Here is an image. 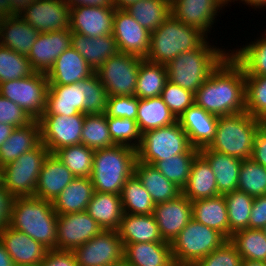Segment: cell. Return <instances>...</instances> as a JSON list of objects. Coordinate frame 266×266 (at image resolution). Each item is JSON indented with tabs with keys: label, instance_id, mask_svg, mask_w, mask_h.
Instances as JSON below:
<instances>
[{
	"label": "cell",
	"instance_id": "cell-37",
	"mask_svg": "<svg viewBox=\"0 0 266 266\" xmlns=\"http://www.w3.org/2000/svg\"><path fill=\"white\" fill-rule=\"evenodd\" d=\"M136 121L141 133L177 122V118L164 103L161 96L140 99Z\"/></svg>",
	"mask_w": 266,
	"mask_h": 266
},
{
	"label": "cell",
	"instance_id": "cell-26",
	"mask_svg": "<svg viewBox=\"0 0 266 266\" xmlns=\"http://www.w3.org/2000/svg\"><path fill=\"white\" fill-rule=\"evenodd\" d=\"M39 31L18 15H2L0 20V45L28 55L39 36Z\"/></svg>",
	"mask_w": 266,
	"mask_h": 266
},
{
	"label": "cell",
	"instance_id": "cell-34",
	"mask_svg": "<svg viewBox=\"0 0 266 266\" xmlns=\"http://www.w3.org/2000/svg\"><path fill=\"white\" fill-rule=\"evenodd\" d=\"M134 173L155 204L174 200L182 194V190L169 181L153 165L136 160Z\"/></svg>",
	"mask_w": 266,
	"mask_h": 266
},
{
	"label": "cell",
	"instance_id": "cell-49",
	"mask_svg": "<svg viewBox=\"0 0 266 266\" xmlns=\"http://www.w3.org/2000/svg\"><path fill=\"white\" fill-rule=\"evenodd\" d=\"M106 120L110 137L115 145H124L134 149L140 146L142 133L136 120L118 117H106Z\"/></svg>",
	"mask_w": 266,
	"mask_h": 266
},
{
	"label": "cell",
	"instance_id": "cell-29",
	"mask_svg": "<svg viewBox=\"0 0 266 266\" xmlns=\"http://www.w3.org/2000/svg\"><path fill=\"white\" fill-rule=\"evenodd\" d=\"M116 231L121 238L123 247L132 243L165 242L160 235L153 214L133 215L123 213L119 228Z\"/></svg>",
	"mask_w": 266,
	"mask_h": 266
},
{
	"label": "cell",
	"instance_id": "cell-4",
	"mask_svg": "<svg viewBox=\"0 0 266 266\" xmlns=\"http://www.w3.org/2000/svg\"><path fill=\"white\" fill-rule=\"evenodd\" d=\"M207 42L206 39L197 49L183 52L166 64L168 81L195 93L230 53Z\"/></svg>",
	"mask_w": 266,
	"mask_h": 266
},
{
	"label": "cell",
	"instance_id": "cell-23",
	"mask_svg": "<svg viewBox=\"0 0 266 266\" xmlns=\"http://www.w3.org/2000/svg\"><path fill=\"white\" fill-rule=\"evenodd\" d=\"M177 121L187 133L191 146L200 150L207 147L213 140L218 117L194 104Z\"/></svg>",
	"mask_w": 266,
	"mask_h": 266
},
{
	"label": "cell",
	"instance_id": "cell-6",
	"mask_svg": "<svg viewBox=\"0 0 266 266\" xmlns=\"http://www.w3.org/2000/svg\"><path fill=\"white\" fill-rule=\"evenodd\" d=\"M206 38L201 31L185 25L171 14L150 33V50L145 59L166 65L181 53L197 49Z\"/></svg>",
	"mask_w": 266,
	"mask_h": 266
},
{
	"label": "cell",
	"instance_id": "cell-33",
	"mask_svg": "<svg viewBox=\"0 0 266 266\" xmlns=\"http://www.w3.org/2000/svg\"><path fill=\"white\" fill-rule=\"evenodd\" d=\"M40 142L39 120H33L24 127L15 128L0 146V168L35 148Z\"/></svg>",
	"mask_w": 266,
	"mask_h": 266
},
{
	"label": "cell",
	"instance_id": "cell-5",
	"mask_svg": "<svg viewBox=\"0 0 266 266\" xmlns=\"http://www.w3.org/2000/svg\"><path fill=\"white\" fill-rule=\"evenodd\" d=\"M137 149L115 145L94 151L90 178L94 191L120 195L126 180L134 173Z\"/></svg>",
	"mask_w": 266,
	"mask_h": 266
},
{
	"label": "cell",
	"instance_id": "cell-8",
	"mask_svg": "<svg viewBox=\"0 0 266 266\" xmlns=\"http://www.w3.org/2000/svg\"><path fill=\"white\" fill-rule=\"evenodd\" d=\"M225 241L227 239L220 232L192 218L171 243L174 263L176 266H194Z\"/></svg>",
	"mask_w": 266,
	"mask_h": 266
},
{
	"label": "cell",
	"instance_id": "cell-44",
	"mask_svg": "<svg viewBox=\"0 0 266 266\" xmlns=\"http://www.w3.org/2000/svg\"><path fill=\"white\" fill-rule=\"evenodd\" d=\"M223 196L227 206L230 239L233 233L248 228L254 197L238 189Z\"/></svg>",
	"mask_w": 266,
	"mask_h": 266
},
{
	"label": "cell",
	"instance_id": "cell-32",
	"mask_svg": "<svg viewBox=\"0 0 266 266\" xmlns=\"http://www.w3.org/2000/svg\"><path fill=\"white\" fill-rule=\"evenodd\" d=\"M182 194L190 201L207 199L220 195L216 185V177L208 161L199 153L191 166L190 175Z\"/></svg>",
	"mask_w": 266,
	"mask_h": 266
},
{
	"label": "cell",
	"instance_id": "cell-60",
	"mask_svg": "<svg viewBox=\"0 0 266 266\" xmlns=\"http://www.w3.org/2000/svg\"><path fill=\"white\" fill-rule=\"evenodd\" d=\"M70 6H113L112 0H66Z\"/></svg>",
	"mask_w": 266,
	"mask_h": 266
},
{
	"label": "cell",
	"instance_id": "cell-1",
	"mask_svg": "<svg viewBox=\"0 0 266 266\" xmlns=\"http://www.w3.org/2000/svg\"><path fill=\"white\" fill-rule=\"evenodd\" d=\"M245 71L229 53L194 93L195 105L217 117L245 111Z\"/></svg>",
	"mask_w": 266,
	"mask_h": 266
},
{
	"label": "cell",
	"instance_id": "cell-3",
	"mask_svg": "<svg viewBox=\"0 0 266 266\" xmlns=\"http://www.w3.org/2000/svg\"><path fill=\"white\" fill-rule=\"evenodd\" d=\"M57 218L52 202L34 196L16 197L12 200L8 225L52 250L56 249Z\"/></svg>",
	"mask_w": 266,
	"mask_h": 266
},
{
	"label": "cell",
	"instance_id": "cell-46",
	"mask_svg": "<svg viewBox=\"0 0 266 266\" xmlns=\"http://www.w3.org/2000/svg\"><path fill=\"white\" fill-rule=\"evenodd\" d=\"M54 154L75 177H90L94 155V150L91 148L78 144L63 147Z\"/></svg>",
	"mask_w": 266,
	"mask_h": 266
},
{
	"label": "cell",
	"instance_id": "cell-48",
	"mask_svg": "<svg viewBox=\"0 0 266 266\" xmlns=\"http://www.w3.org/2000/svg\"><path fill=\"white\" fill-rule=\"evenodd\" d=\"M33 73L26 55L0 45V83L22 79Z\"/></svg>",
	"mask_w": 266,
	"mask_h": 266
},
{
	"label": "cell",
	"instance_id": "cell-35",
	"mask_svg": "<svg viewBox=\"0 0 266 266\" xmlns=\"http://www.w3.org/2000/svg\"><path fill=\"white\" fill-rule=\"evenodd\" d=\"M192 218L217 230L229 240V221L223 195L192 201Z\"/></svg>",
	"mask_w": 266,
	"mask_h": 266
},
{
	"label": "cell",
	"instance_id": "cell-30",
	"mask_svg": "<svg viewBox=\"0 0 266 266\" xmlns=\"http://www.w3.org/2000/svg\"><path fill=\"white\" fill-rule=\"evenodd\" d=\"M199 153L210 164L220 195L237 190L241 159L210 150L207 147L201 148Z\"/></svg>",
	"mask_w": 266,
	"mask_h": 266
},
{
	"label": "cell",
	"instance_id": "cell-18",
	"mask_svg": "<svg viewBox=\"0 0 266 266\" xmlns=\"http://www.w3.org/2000/svg\"><path fill=\"white\" fill-rule=\"evenodd\" d=\"M114 6H71L70 31L90 38L111 35Z\"/></svg>",
	"mask_w": 266,
	"mask_h": 266
},
{
	"label": "cell",
	"instance_id": "cell-38",
	"mask_svg": "<svg viewBox=\"0 0 266 266\" xmlns=\"http://www.w3.org/2000/svg\"><path fill=\"white\" fill-rule=\"evenodd\" d=\"M125 10L140 26L152 32L171 15V0H140Z\"/></svg>",
	"mask_w": 266,
	"mask_h": 266
},
{
	"label": "cell",
	"instance_id": "cell-19",
	"mask_svg": "<svg viewBox=\"0 0 266 266\" xmlns=\"http://www.w3.org/2000/svg\"><path fill=\"white\" fill-rule=\"evenodd\" d=\"M228 3V0H171V14L207 37L218 10Z\"/></svg>",
	"mask_w": 266,
	"mask_h": 266
},
{
	"label": "cell",
	"instance_id": "cell-17",
	"mask_svg": "<svg viewBox=\"0 0 266 266\" xmlns=\"http://www.w3.org/2000/svg\"><path fill=\"white\" fill-rule=\"evenodd\" d=\"M150 33L126 10H115L112 35L119 52L146 58L150 50Z\"/></svg>",
	"mask_w": 266,
	"mask_h": 266
},
{
	"label": "cell",
	"instance_id": "cell-68",
	"mask_svg": "<svg viewBox=\"0 0 266 266\" xmlns=\"http://www.w3.org/2000/svg\"><path fill=\"white\" fill-rule=\"evenodd\" d=\"M264 234L266 235V226L262 228Z\"/></svg>",
	"mask_w": 266,
	"mask_h": 266
},
{
	"label": "cell",
	"instance_id": "cell-59",
	"mask_svg": "<svg viewBox=\"0 0 266 266\" xmlns=\"http://www.w3.org/2000/svg\"><path fill=\"white\" fill-rule=\"evenodd\" d=\"M36 0H0L2 15H19Z\"/></svg>",
	"mask_w": 266,
	"mask_h": 266
},
{
	"label": "cell",
	"instance_id": "cell-25",
	"mask_svg": "<svg viewBox=\"0 0 266 266\" xmlns=\"http://www.w3.org/2000/svg\"><path fill=\"white\" fill-rule=\"evenodd\" d=\"M94 73L86 60L71 46L56 59L47 77L49 85H68L89 78Z\"/></svg>",
	"mask_w": 266,
	"mask_h": 266
},
{
	"label": "cell",
	"instance_id": "cell-56",
	"mask_svg": "<svg viewBox=\"0 0 266 266\" xmlns=\"http://www.w3.org/2000/svg\"><path fill=\"white\" fill-rule=\"evenodd\" d=\"M266 226V194L254 197L249 218V229H262Z\"/></svg>",
	"mask_w": 266,
	"mask_h": 266
},
{
	"label": "cell",
	"instance_id": "cell-62",
	"mask_svg": "<svg viewBox=\"0 0 266 266\" xmlns=\"http://www.w3.org/2000/svg\"><path fill=\"white\" fill-rule=\"evenodd\" d=\"M15 127L6 124L0 123V146L8 139Z\"/></svg>",
	"mask_w": 266,
	"mask_h": 266
},
{
	"label": "cell",
	"instance_id": "cell-66",
	"mask_svg": "<svg viewBox=\"0 0 266 266\" xmlns=\"http://www.w3.org/2000/svg\"><path fill=\"white\" fill-rule=\"evenodd\" d=\"M260 127L266 131V113L259 119Z\"/></svg>",
	"mask_w": 266,
	"mask_h": 266
},
{
	"label": "cell",
	"instance_id": "cell-65",
	"mask_svg": "<svg viewBox=\"0 0 266 266\" xmlns=\"http://www.w3.org/2000/svg\"><path fill=\"white\" fill-rule=\"evenodd\" d=\"M241 266H266V261L242 260Z\"/></svg>",
	"mask_w": 266,
	"mask_h": 266
},
{
	"label": "cell",
	"instance_id": "cell-15",
	"mask_svg": "<svg viewBox=\"0 0 266 266\" xmlns=\"http://www.w3.org/2000/svg\"><path fill=\"white\" fill-rule=\"evenodd\" d=\"M70 7L66 0H36L18 16L39 33L70 30Z\"/></svg>",
	"mask_w": 266,
	"mask_h": 266
},
{
	"label": "cell",
	"instance_id": "cell-69",
	"mask_svg": "<svg viewBox=\"0 0 266 266\" xmlns=\"http://www.w3.org/2000/svg\"><path fill=\"white\" fill-rule=\"evenodd\" d=\"M1 17H2V12H1V9H0V20H1Z\"/></svg>",
	"mask_w": 266,
	"mask_h": 266
},
{
	"label": "cell",
	"instance_id": "cell-10",
	"mask_svg": "<svg viewBox=\"0 0 266 266\" xmlns=\"http://www.w3.org/2000/svg\"><path fill=\"white\" fill-rule=\"evenodd\" d=\"M190 147L187 133L177 121L172 125L142 133V140L137 148V160L154 166L158 161L185 153Z\"/></svg>",
	"mask_w": 266,
	"mask_h": 266
},
{
	"label": "cell",
	"instance_id": "cell-43",
	"mask_svg": "<svg viewBox=\"0 0 266 266\" xmlns=\"http://www.w3.org/2000/svg\"><path fill=\"white\" fill-rule=\"evenodd\" d=\"M257 41H252L231 55L243 66L245 74L251 76H266V31Z\"/></svg>",
	"mask_w": 266,
	"mask_h": 266
},
{
	"label": "cell",
	"instance_id": "cell-12",
	"mask_svg": "<svg viewBox=\"0 0 266 266\" xmlns=\"http://www.w3.org/2000/svg\"><path fill=\"white\" fill-rule=\"evenodd\" d=\"M143 58L118 52L95 72L108 96H135L140 63Z\"/></svg>",
	"mask_w": 266,
	"mask_h": 266
},
{
	"label": "cell",
	"instance_id": "cell-52",
	"mask_svg": "<svg viewBox=\"0 0 266 266\" xmlns=\"http://www.w3.org/2000/svg\"><path fill=\"white\" fill-rule=\"evenodd\" d=\"M242 258L229 241L199 260L194 266H241Z\"/></svg>",
	"mask_w": 266,
	"mask_h": 266
},
{
	"label": "cell",
	"instance_id": "cell-39",
	"mask_svg": "<svg viewBox=\"0 0 266 266\" xmlns=\"http://www.w3.org/2000/svg\"><path fill=\"white\" fill-rule=\"evenodd\" d=\"M168 81L167 69L164 64H158L142 59L138 72L135 96L140 99L161 96Z\"/></svg>",
	"mask_w": 266,
	"mask_h": 266
},
{
	"label": "cell",
	"instance_id": "cell-41",
	"mask_svg": "<svg viewBox=\"0 0 266 266\" xmlns=\"http://www.w3.org/2000/svg\"><path fill=\"white\" fill-rule=\"evenodd\" d=\"M229 241L242 260L266 261V235L262 229H242L233 233Z\"/></svg>",
	"mask_w": 266,
	"mask_h": 266
},
{
	"label": "cell",
	"instance_id": "cell-64",
	"mask_svg": "<svg viewBox=\"0 0 266 266\" xmlns=\"http://www.w3.org/2000/svg\"><path fill=\"white\" fill-rule=\"evenodd\" d=\"M232 0H229L228 2H231ZM237 1V0H234ZM242 2H245L247 5L254 6L255 8H262L263 6L266 8V0H240Z\"/></svg>",
	"mask_w": 266,
	"mask_h": 266
},
{
	"label": "cell",
	"instance_id": "cell-57",
	"mask_svg": "<svg viewBox=\"0 0 266 266\" xmlns=\"http://www.w3.org/2000/svg\"><path fill=\"white\" fill-rule=\"evenodd\" d=\"M251 158L266 168V131L260 126L254 136Z\"/></svg>",
	"mask_w": 266,
	"mask_h": 266
},
{
	"label": "cell",
	"instance_id": "cell-28",
	"mask_svg": "<svg viewBox=\"0 0 266 266\" xmlns=\"http://www.w3.org/2000/svg\"><path fill=\"white\" fill-rule=\"evenodd\" d=\"M71 43L72 47L86 60L87 64L95 72L104 62L119 52L116 40L112 34L90 38L72 32Z\"/></svg>",
	"mask_w": 266,
	"mask_h": 266
},
{
	"label": "cell",
	"instance_id": "cell-53",
	"mask_svg": "<svg viewBox=\"0 0 266 266\" xmlns=\"http://www.w3.org/2000/svg\"><path fill=\"white\" fill-rule=\"evenodd\" d=\"M138 104L137 96H109L105 115L136 120Z\"/></svg>",
	"mask_w": 266,
	"mask_h": 266
},
{
	"label": "cell",
	"instance_id": "cell-63",
	"mask_svg": "<svg viewBox=\"0 0 266 266\" xmlns=\"http://www.w3.org/2000/svg\"><path fill=\"white\" fill-rule=\"evenodd\" d=\"M140 1V0H112V4L115 9L125 10L133 3Z\"/></svg>",
	"mask_w": 266,
	"mask_h": 266
},
{
	"label": "cell",
	"instance_id": "cell-21",
	"mask_svg": "<svg viewBox=\"0 0 266 266\" xmlns=\"http://www.w3.org/2000/svg\"><path fill=\"white\" fill-rule=\"evenodd\" d=\"M153 216L161 237L171 244L192 219V201L181 194L174 200L157 203Z\"/></svg>",
	"mask_w": 266,
	"mask_h": 266
},
{
	"label": "cell",
	"instance_id": "cell-55",
	"mask_svg": "<svg viewBox=\"0 0 266 266\" xmlns=\"http://www.w3.org/2000/svg\"><path fill=\"white\" fill-rule=\"evenodd\" d=\"M39 266H78V263L73 251L52 249Z\"/></svg>",
	"mask_w": 266,
	"mask_h": 266
},
{
	"label": "cell",
	"instance_id": "cell-42",
	"mask_svg": "<svg viewBox=\"0 0 266 266\" xmlns=\"http://www.w3.org/2000/svg\"><path fill=\"white\" fill-rule=\"evenodd\" d=\"M199 149L190 147L185 153L158 161L154 167L181 190L186 186L190 170Z\"/></svg>",
	"mask_w": 266,
	"mask_h": 266
},
{
	"label": "cell",
	"instance_id": "cell-9",
	"mask_svg": "<svg viewBox=\"0 0 266 266\" xmlns=\"http://www.w3.org/2000/svg\"><path fill=\"white\" fill-rule=\"evenodd\" d=\"M50 151L40 142L1 168V184L13 198L33 197L39 173Z\"/></svg>",
	"mask_w": 266,
	"mask_h": 266
},
{
	"label": "cell",
	"instance_id": "cell-7",
	"mask_svg": "<svg viewBox=\"0 0 266 266\" xmlns=\"http://www.w3.org/2000/svg\"><path fill=\"white\" fill-rule=\"evenodd\" d=\"M259 126V119L246 111L218 117L215 136L207 148L241 160L250 159Z\"/></svg>",
	"mask_w": 266,
	"mask_h": 266
},
{
	"label": "cell",
	"instance_id": "cell-11",
	"mask_svg": "<svg viewBox=\"0 0 266 266\" xmlns=\"http://www.w3.org/2000/svg\"><path fill=\"white\" fill-rule=\"evenodd\" d=\"M47 74H33L0 83V95L20 106L32 120H39L47 106Z\"/></svg>",
	"mask_w": 266,
	"mask_h": 266
},
{
	"label": "cell",
	"instance_id": "cell-58",
	"mask_svg": "<svg viewBox=\"0 0 266 266\" xmlns=\"http://www.w3.org/2000/svg\"><path fill=\"white\" fill-rule=\"evenodd\" d=\"M13 197L0 184V231L9 223Z\"/></svg>",
	"mask_w": 266,
	"mask_h": 266
},
{
	"label": "cell",
	"instance_id": "cell-70",
	"mask_svg": "<svg viewBox=\"0 0 266 266\" xmlns=\"http://www.w3.org/2000/svg\"><path fill=\"white\" fill-rule=\"evenodd\" d=\"M0 184H1V168H0Z\"/></svg>",
	"mask_w": 266,
	"mask_h": 266
},
{
	"label": "cell",
	"instance_id": "cell-47",
	"mask_svg": "<svg viewBox=\"0 0 266 266\" xmlns=\"http://www.w3.org/2000/svg\"><path fill=\"white\" fill-rule=\"evenodd\" d=\"M237 189L252 197L265 195L266 168L252 158L242 160Z\"/></svg>",
	"mask_w": 266,
	"mask_h": 266
},
{
	"label": "cell",
	"instance_id": "cell-13",
	"mask_svg": "<svg viewBox=\"0 0 266 266\" xmlns=\"http://www.w3.org/2000/svg\"><path fill=\"white\" fill-rule=\"evenodd\" d=\"M85 115H42L39 119L41 142L51 154L66 146L81 144Z\"/></svg>",
	"mask_w": 266,
	"mask_h": 266
},
{
	"label": "cell",
	"instance_id": "cell-45",
	"mask_svg": "<svg viewBox=\"0 0 266 266\" xmlns=\"http://www.w3.org/2000/svg\"><path fill=\"white\" fill-rule=\"evenodd\" d=\"M81 144L94 151L115 146L109 134L105 113L85 115Z\"/></svg>",
	"mask_w": 266,
	"mask_h": 266
},
{
	"label": "cell",
	"instance_id": "cell-40",
	"mask_svg": "<svg viewBox=\"0 0 266 266\" xmlns=\"http://www.w3.org/2000/svg\"><path fill=\"white\" fill-rule=\"evenodd\" d=\"M120 198L123 213L133 215L153 214L155 203L135 173L126 180Z\"/></svg>",
	"mask_w": 266,
	"mask_h": 266
},
{
	"label": "cell",
	"instance_id": "cell-20",
	"mask_svg": "<svg viewBox=\"0 0 266 266\" xmlns=\"http://www.w3.org/2000/svg\"><path fill=\"white\" fill-rule=\"evenodd\" d=\"M70 30L40 33L27 57L34 72L48 74L56 59L72 45Z\"/></svg>",
	"mask_w": 266,
	"mask_h": 266
},
{
	"label": "cell",
	"instance_id": "cell-67",
	"mask_svg": "<svg viewBox=\"0 0 266 266\" xmlns=\"http://www.w3.org/2000/svg\"><path fill=\"white\" fill-rule=\"evenodd\" d=\"M106 266H129L124 259H122L120 262L111 264V265H106Z\"/></svg>",
	"mask_w": 266,
	"mask_h": 266
},
{
	"label": "cell",
	"instance_id": "cell-54",
	"mask_svg": "<svg viewBox=\"0 0 266 266\" xmlns=\"http://www.w3.org/2000/svg\"><path fill=\"white\" fill-rule=\"evenodd\" d=\"M32 121L20 106L0 95V123L18 128L24 127Z\"/></svg>",
	"mask_w": 266,
	"mask_h": 266
},
{
	"label": "cell",
	"instance_id": "cell-2",
	"mask_svg": "<svg viewBox=\"0 0 266 266\" xmlns=\"http://www.w3.org/2000/svg\"><path fill=\"white\" fill-rule=\"evenodd\" d=\"M108 97L96 73L77 83L49 85L47 106L42 115L105 113Z\"/></svg>",
	"mask_w": 266,
	"mask_h": 266
},
{
	"label": "cell",
	"instance_id": "cell-50",
	"mask_svg": "<svg viewBox=\"0 0 266 266\" xmlns=\"http://www.w3.org/2000/svg\"><path fill=\"white\" fill-rule=\"evenodd\" d=\"M245 111L256 119L266 113V76L245 74Z\"/></svg>",
	"mask_w": 266,
	"mask_h": 266
},
{
	"label": "cell",
	"instance_id": "cell-22",
	"mask_svg": "<svg viewBox=\"0 0 266 266\" xmlns=\"http://www.w3.org/2000/svg\"><path fill=\"white\" fill-rule=\"evenodd\" d=\"M0 240L15 266H39L48 251L40 242L8 224L0 231Z\"/></svg>",
	"mask_w": 266,
	"mask_h": 266
},
{
	"label": "cell",
	"instance_id": "cell-14",
	"mask_svg": "<svg viewBox=\"0 0 266 266\" xmlns=\"http://www.w3.org/2000/svg\"><path fill=\"white\" fill-rule=\"evenodd\" d=\"M78 266H106L123 259L124 247L116 230H102L73 250Z\"/></svg>",
	"mask_w": 266,
	"mask_h": 266
},
{
	"label": "cell",
	"instance_id": "cell-31",
	"mask_svg": "<svg viewBox=\"0 0 266 266\" xmlns=\"http://www.w3.org/2000/svg\"><path fill=\"white\" fill-rule=\"evenodd\" d=\"M94 194L90 177H76L52 202L57 215L86 211Z\"/></svg>",
	"mask_w": 266,
	"mask_h": 266
},
{
	"label": "cell",
	"instance_id": "cell-27",
	"mask_svg": "<svg viewBox=\"0 0 266 266\" xmlns=\"http://www.w3.org/2000/svg\"><path fill=\"white\" fill-rule=\"evenodd\" d=\"M123 259L129 266H176L168 242L126 244Z\"/></svg>",
	"mask_w": 266,
	"mask_h": 266
},
{
	"label": "cell",
	"instance_id": "cell-24",
	"mask_svg": "<svg viewBox=\"0 0 266 266\" xmlns=\"http://www.w3.org/2000/svg\"><path fill=\"white\" fill-rule=\"evenodd\" d=\"M74 178L73 173L56 155L50 153L39 173L34 197L53 202Z\"/></svg>",
	"mask_w": 266,
	"mask_h": 266
},
{
	"label": "cell",
	"instance_id": "cell-61",
	"mask_svg": "<svg viewBox=\"0 0 266 266\" xmlns=\"http://www.w3.org/2000/svg\"><path fill=\"white\" fill-rule=\"evenodd\" d=\"M0 266H15L9 253L6 251L5 245L0 240Z\"/></svg>",
	"mask_w": 266,
	"mask_h": 266
},
{
	"label": "cell",
	"instance_id": "cell-51",
	"mask_svg": "<svg viewBox=\"0 0 266 266\" xmlns=\"http://www.w3.org/2000/svg\"><path fill=\"white\" fill-rule=\"evenodd\" d=\"M161 98L177 119L195 104L193 92L183 89L170 81L166 82L161 92Z\"/></svg>",
	"mask_w": 266,
	"mask_h": 266
},
{
	"label": "cell",
	"instance_id": "cell-36",
	"mask_svg": "<svg viewBox=\"0 0 266 266\" xmlns=\"http://www.w3.org/2000/svg\"><path fill=\"white\" fill-rule=\"evenodd\" d=\"M86 212L104 230H117L123 216L120 195L94 191Z\"/></svg>",
	"mask_w": 266,
	"mask_h": 266
},
{
	"label": "cell",
	"instance_id": "cell-16",
	"mask_svg": "<svg viewBox=\"0 0 266 266\" xmlns=\"http://www.w3.org/2000/svg\"><path fill=\"white\" fill-rule=\"evenodd\" d=\"M102 230L86 211L58 215L56 249L73 251Z\"/></svg>",
	"mask_w": 266,
	"mask_h": 266
}]
</instances>
